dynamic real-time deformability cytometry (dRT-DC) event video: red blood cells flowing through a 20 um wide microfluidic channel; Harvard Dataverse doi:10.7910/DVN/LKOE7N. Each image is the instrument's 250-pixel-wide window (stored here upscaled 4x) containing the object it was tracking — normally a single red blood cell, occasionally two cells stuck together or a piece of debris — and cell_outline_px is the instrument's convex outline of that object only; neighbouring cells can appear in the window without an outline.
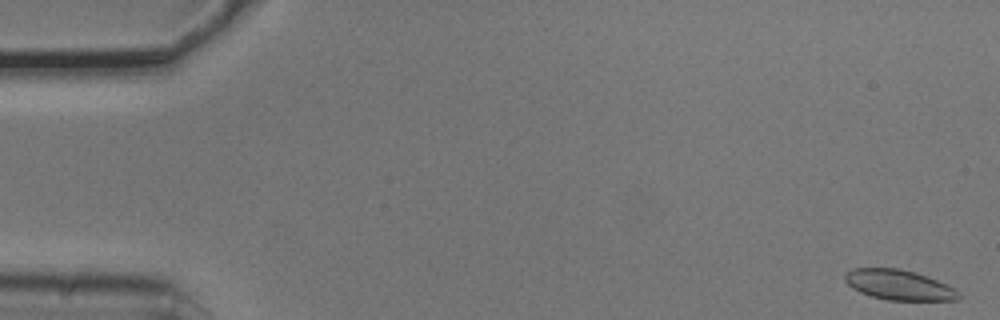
{"species": "common noctule bat (a hibernating species)", "species_latin": "Nyctalus noctula", "temperature_condition": "cold", "stored_images_in_passage": 5, "camera_frame_rate_fps": 3000, "um_per_image_px": 0.085, "animal": {"sex": "male", "body_mass_g": 20.5, "forearm_length_mm": 52.5}, "frame": {"image": 1, "passage_image": 1, "time_ms": 0.0, "image_size_px": [1000, 320], "cell_outline_px": [[960, 300], [888, 300], [872, 296], [860, 292], [852, 288], [844, 280], [844, 276], [852, 268], [900, 268], [936, 280], [960, 292]], "centroid_in_image_um": [76.38, 24.22], "position_along_channel_um": 8.6, "area_um2": 19.65}}
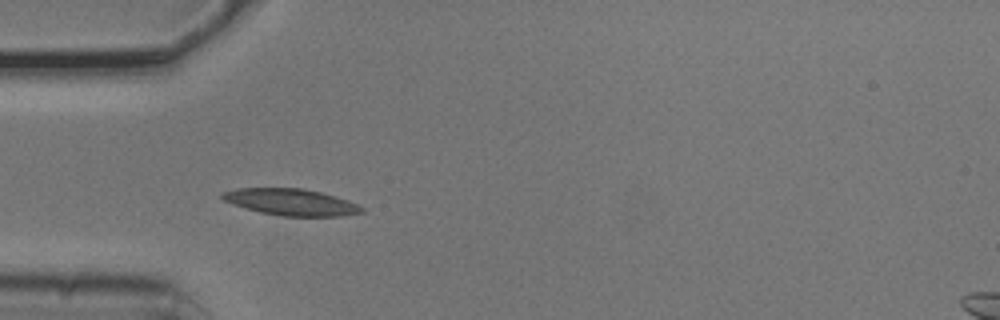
{"frame": {"image": 2, "passage_image": 4, "time_ms": 1.0, "image_size_px": [1000, 320], "cell_outline_px": [[364, 212], [344, 216], [280, 216], [260, 212], [244, 208], [224, 200], [220, 196], [220, 192], [236, 188], [304, 188], [336, 196], [348, 200], [364, 208]], "centroid_in_image_um": [24.73, 17.17], "position_along_channel_um": 60.3, "area_um2": 21.73}}
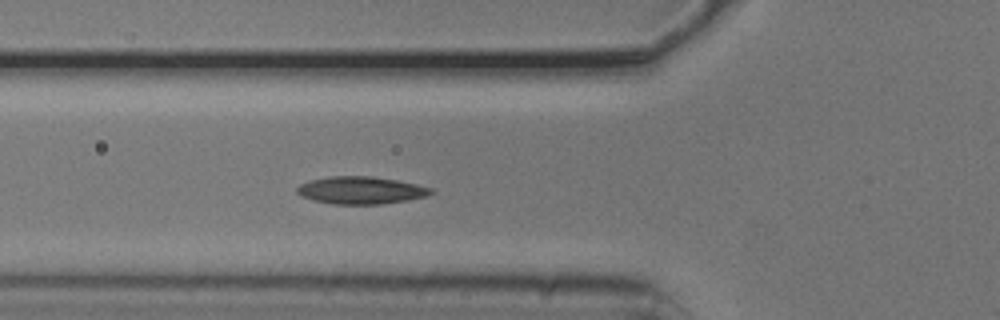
{"frame": {"image": 3, "passage_image": 5, "time_ms": 1.333, "image_size_px": [1000, 320], "cell_outline_px": [[436, 192], [428, 196], [408, 200], [380, 204], [332, 204], [312, 200], [300, 196], [296, 192], [296, 188], [300, 184], [312, 180], [332, 176], [372, 176], [396, 180], [416, 184], [432, 188]], "centroid_in_image_um": [30.69, 16.18], "position_along_channel_um": 95.1, "area_um2": 21.5}}